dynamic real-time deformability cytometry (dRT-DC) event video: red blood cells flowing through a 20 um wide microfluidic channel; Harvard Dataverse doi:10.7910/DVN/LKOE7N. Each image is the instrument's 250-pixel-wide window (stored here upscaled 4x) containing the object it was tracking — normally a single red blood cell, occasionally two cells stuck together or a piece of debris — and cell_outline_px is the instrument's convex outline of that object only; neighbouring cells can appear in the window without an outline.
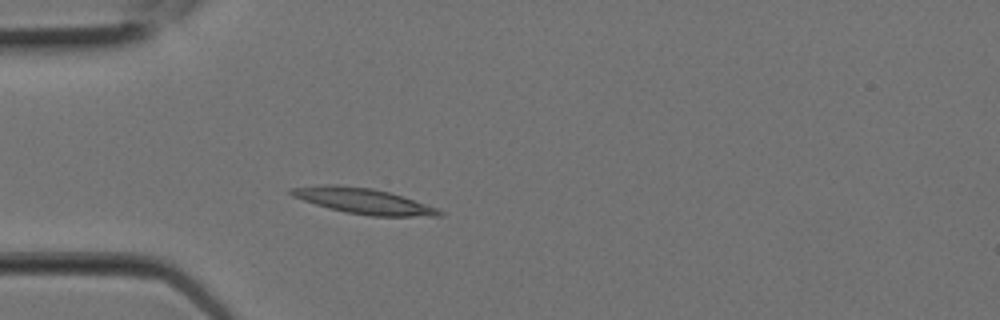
{"species": "Egyptian fruit bat (a non-hibernating species)", "species_latin": "Rousettus aegyptiacus", "temperature_condition": "room temperature", "stored_images_in_passage": 2, "camera_frame_rate_fps": 3000, "um_per_image_px": 0.085, "animal": {"sex": "female"}, "frame": {"image": 1, "passage_image": 2, "time_ms": 0.333, "image_size_px": [1000, 320], "cell_outline_px": [[444, 216], [372, 216], [344, 212], [328, 208], [292, 196], [288, 192], [288, 188], [324, 184], [336, 184], [372, 188], [388, 192], [436, 208], [444, 212]], "centroid_in_image_um": [30.82, 17.08], "position_along_channel_um": 54.2, "area_um2": 21.91}}